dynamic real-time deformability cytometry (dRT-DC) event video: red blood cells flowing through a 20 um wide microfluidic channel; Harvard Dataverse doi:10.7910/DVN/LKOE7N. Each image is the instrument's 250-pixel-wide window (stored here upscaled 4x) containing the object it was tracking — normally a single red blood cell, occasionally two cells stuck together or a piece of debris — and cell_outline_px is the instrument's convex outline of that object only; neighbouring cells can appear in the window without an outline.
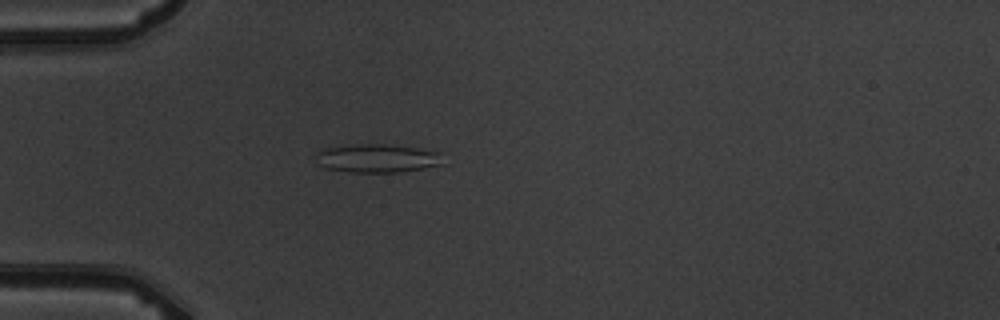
{"species": "common noctule bat (a hibernating species)", "species_latin": "Nyctalus noctula", "temperature_condition": "warm", "stored_images_in_passage": 4, "camera_frame_rate_fps": 3000, "um_per_image_px": 0.085, "animal": {"sex": "male", "body_mass_g": 19.5, "forearm_length_mm": 54.6}, "frame": {"image": 1, "passage_image": 3, "time_ms": 2.333, "image_size_px": [1000, 320], "cell_outline_px": [[444, 164], [424, 168], [400, 172], [348, 172], [328, 168], [316, 164], [312, 156], [316, 152], [324, 148], [348, 144], [384, 144], [416, 148], [444, 152]], "centroid_in_image_um": [32.05, 13.45], "position_along_channel_um": 53.0, "area_um2": 21.68}}